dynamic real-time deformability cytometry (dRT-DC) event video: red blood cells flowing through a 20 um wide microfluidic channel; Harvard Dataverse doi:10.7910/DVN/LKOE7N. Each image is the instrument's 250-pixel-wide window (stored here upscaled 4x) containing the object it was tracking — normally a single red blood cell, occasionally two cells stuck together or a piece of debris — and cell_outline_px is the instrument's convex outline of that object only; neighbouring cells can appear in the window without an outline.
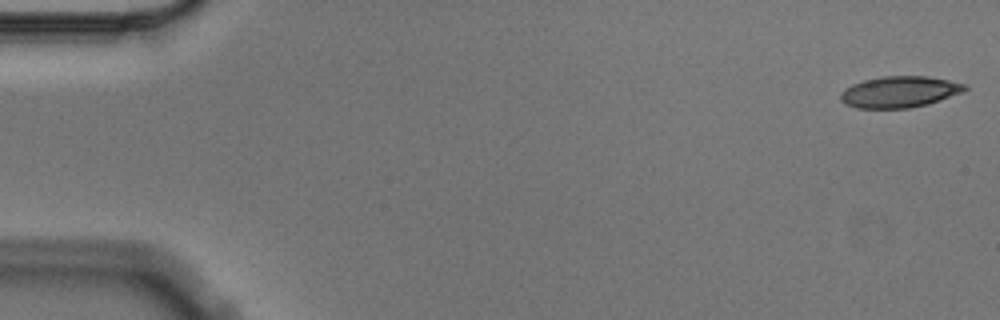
{"species": "Egyptian fruit bat (a non-hibernating species)", "species_latin": "Rousettus aegyptiacus", "temperature_condition": "cold", "stored_images_in_passage": 5, "camera_frame_rate_fps": 3000, "um_per_image_px": 0.085, "animal": {"sex": "male"}, "frame": {"image": 1, "passage_image": 1, "time_ms": 0.0, "image_size_px": [1000, 320], "cell_outline_px": [[968, 88], [960, 92], [928, 104], [908, 108], [856, 108], [844, 104], [840, 100], [840, 92], [844, 88], [852, 84], [864, 80], [884, 76], [928, 76], [968, 84]], "centroid_in_image_um": [76.41, 7.8], "position_along_channel_um": 8.6, "area_um2": 22.66}}
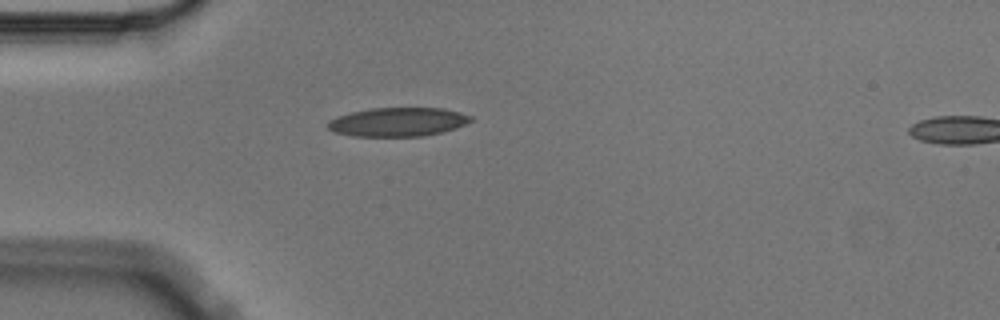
{"frame": {"image": 2, "passage_image": 5, "time_ms": 1.333, "image_size_px": [1000, 320], "cell_outline_px": [[472, 120], [456, 128], [444, 132], [424, 136], [352, 136], [336, 132], [328, 128], [328, 120], [336, 116], [352, 112], [372, 108], [444, 108], [460, 112], [472, 116]], "centroid_in_image_um": [33.84, 10.36], "position_along_channel_um": 51.2, "area_um2": 24.04}}